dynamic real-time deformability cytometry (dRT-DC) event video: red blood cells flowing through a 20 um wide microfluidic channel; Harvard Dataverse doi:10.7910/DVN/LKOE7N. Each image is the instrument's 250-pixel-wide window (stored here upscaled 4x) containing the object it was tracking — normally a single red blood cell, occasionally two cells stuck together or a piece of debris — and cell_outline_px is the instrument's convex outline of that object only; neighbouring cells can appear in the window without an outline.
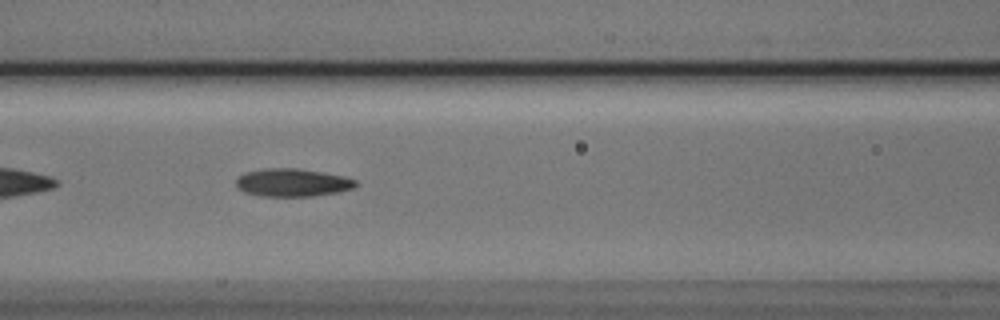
{"species": "Egyptian fruit bat (a non-hibernating species)", "species_latin": "Rousettus aegyptiacus", "temperature_condition": "cold", "stored_images_in_passage": 8, "camera_frame_rate_fps": 3000, "um_per_image_px": 0.085, "animal": {"sex": "male"}, "frame": {"image": 1, "passage_image": 3, "time_ms": 0.667, "image_size_px": [1000, 320], "cell_outline_px": [[360, 184], [356, 188], [336, 192], [312, 196], [260, 196], [244, 192], [236, 188], [236, 180], [244, 172], [264, 168], [296, 168], [344, 176], [356, 180]], "centroid_in_image_um": [24.86, 15.52], "position_along_channel_um": 141.7, "area_um2": 19.59}}
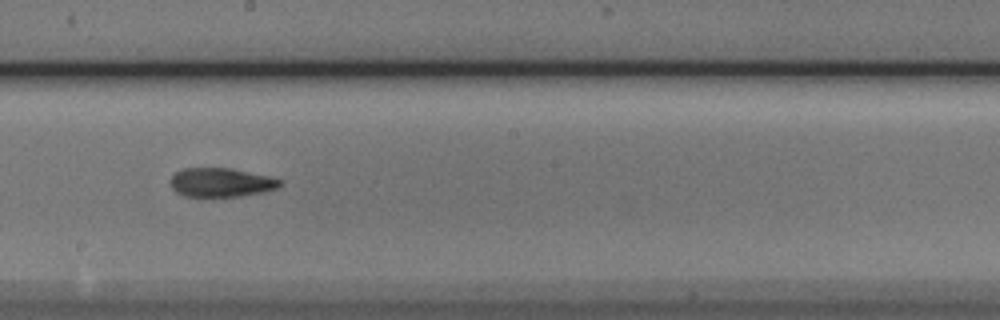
{"frame": {"image": 2, "passage_image": 5, "time_ms": 1.333, "image_size_px": [1000, 320], "cell_outline_px": [[284, 184], [276, 188], [264, 192], [240, 196], [184, 196], [176, 192], [172, 188], [172, 176], [176, 172], [184, 168], [232, 168], [268, 176], [284, 180]], "centroid_in_image_um": [18.84, 15.5], "position_along_channel_um": 229.4, "area_um2": 18.44}}
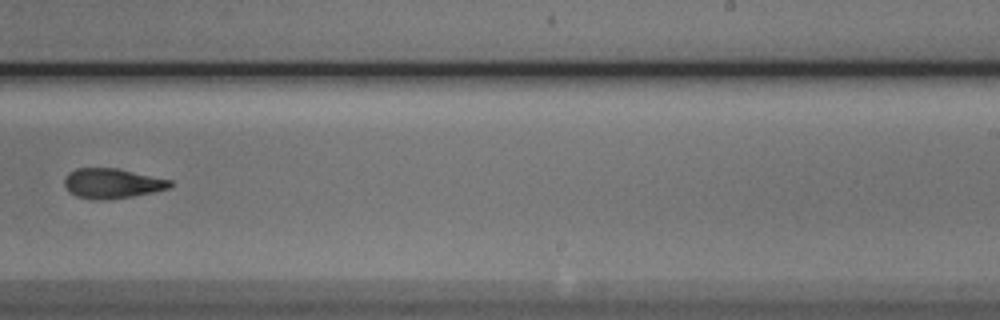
{"frame": {"image": 3, "passage_image": 6, "time_ms": 1.667, "image_size_px": [1000, 320], "cell_outline_px": [[172, 188], [132, 196], [104, 200], [92, 200], [76, 196], [68, 192], [64, 184], [64, 176], [68, 172], [76, 168], [120, 168], [172, 180]], "centroid_in_image_um": [9.52, 15.58], "position_along_channel_um": 279.5, "area_um2": 18.79}}